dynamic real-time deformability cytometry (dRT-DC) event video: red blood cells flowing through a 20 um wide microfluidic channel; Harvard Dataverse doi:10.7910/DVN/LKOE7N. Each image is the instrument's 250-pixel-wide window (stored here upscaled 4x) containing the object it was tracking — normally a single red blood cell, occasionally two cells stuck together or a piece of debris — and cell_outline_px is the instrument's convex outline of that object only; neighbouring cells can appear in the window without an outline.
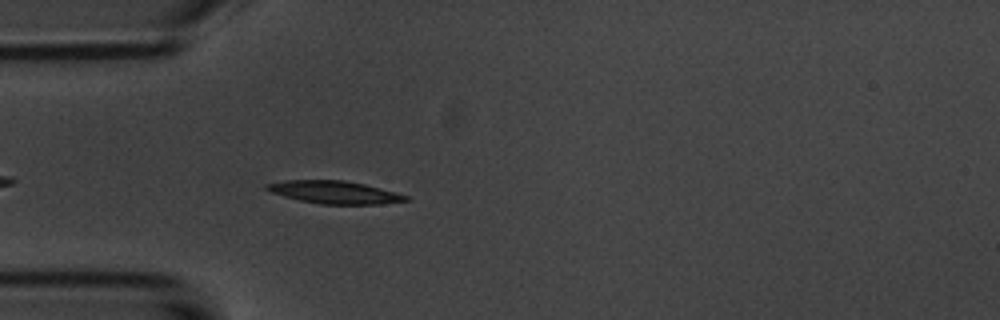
{"species": "common noctule bat (a hibernating species)", "species_latin": "Nyctalus noctula", "temperature_condition": "room temperature", "stored_images_in_passage": 5, "camera_frame_rate_fps": 3000, "um_per_image_px": 0.085, "animal": {"sex": "male", "body_mass_g": 20.1, "forearm_length_mm": 53.5}, "frame": {"image": 1, "passage_image": 5, "time_ms": 4.667, "image_size_px": [1000, 320], "cell_outline_px": [[408, 200], [380, 204], [320, 204], [300, 200], [284, 196], [272, 192], [264, 188], [264, 184], [284, 180], [344, 180], [364, 184], [396, 192], [408, 196]], "centroid_in_image_um": [28.4, 16.33], "position_along_channel_um": 56.6, "area_um2": 18.26}}